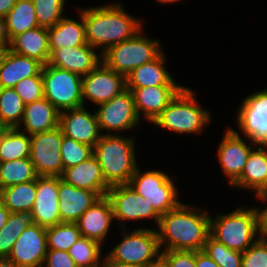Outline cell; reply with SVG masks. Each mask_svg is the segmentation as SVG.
<instances>
[{
  "label": "cell",
  "instance_id": "c3c4849f",
  "mask_svg": "<svg viewBox=\"0 0 267 267\" xmlns=\"http://www.w3.org/2000/svg\"><path fill=\"white\" fill-rule=\"evenodd\" d=\"M100 267H141V266L114 261V260H111L106 255V257L103 258V262Z\"/></svg>",
  "mask_w": 267,
  "mask_h": 267
},
{
  "label": "cell",
  "instance_id": "f35d334b",
  "mask_svg": "<svg viewBox=\"0 0 267 267\" xmlns=\"http://www.w3.org/2000/svg\"><path fill=\"white\" fill-rule=\"evenodd\" d=\"M93 155V147L77 142L63 135L61 144V156L63 170L80 164Z\"/></svg>",
  "mask_w": 267,
  "mask_h": 267
},
{
  "label": "cell",
  "instance_id": "d4e9b609",
  "mask_svg": "<svg viewBox=\"0 0 267 267\" xmlns=\"http://www.w3.org/2000/svg\"><path fill=\"white\" fill-rule=\"evenodd\" d=\"M43 65L35 59L7 50L0 66V88H14L22 79L42 76Z\"/></svg>",
  "mask_w": 267,
  "mask_h": 267
},
{
  "label": "cell",
  "instance_id": "7402d4cb",
  "mask_svg": "<svg viewBox=\"0 0 267 267\" xmlns=\"http://www.w3.org/2000/svg\"><path fill=\"white\" fill-rule=\"evenodd\" d=\"M114 218L113 206L107 196L101 197L76 222L81 236L102 244Z\"/></svg>",
  "mask_w": 267,
  "mask_h": 267
},
{
  "label": "cell",
  "instance_id": "7dc6e473",
  "mask_svg": "<svg viewBox=\"0 0 267 267\" xmlns=\"http://www.w3.org/2000/svg\"><path fill=\"white\" fill-rule=\"evenodd\" d=\"M17 0H0V19L3 20Z\"/></svg>",
  "mask_w": 267,
  "mask_h": 267
},
{
  "label": "cell",
  "instance_id": "d6a6232c",
  "mask_svg": "<svg viewBox=\"0 0 267 267\" xmlns=\"http://www.w3.org/2000/svg\"><path fill=\"white\" fill-rule=\"evenodd\" d=\"M36 174L30 158H21L0 163V188L34 181Z\"/></svg>",
  "mask_w": 267,
  "mask_h": 267
},
{
  "label": "cell",
  "instance_id": "681fc988",
  "mask_svg": "<svg viewBox=\"0 0 267 267\" xmlns=\"http://www.w3.org/2000/svg\"><path fill=\"white\" fill-rule=\"evenodd\" d=\"M10 211L4 206L2 199H0V229L5 225Z\"/></svg>",
  "mask_w": 267,
  "mask_h": 267
},
{
  "label": "cell",
  "instance_id": "11a10c76",
  "mask_svg": "<svg viewBox=\"0 0 267 267\" xmlns=\"http://www.w3.org/2000/svg\"><path fill=\"white\" fill-rule=\"evenodd\" d=\"M149 267H166V266H165L164 263L160 260L158 263L153 264V265H151V266H149Z\"/></svg>",
  "mask_w": 267,
  "mask_h": 267
},
{
  "label": "cell",
  "instance_id": "5bb4252c",
  "mask_svg": "<svg viewBox=\"0 0 267 267\" xmlns=\"http://www.w3.org/2000/svg\"><path fill=\"white\" fill-rule=\"evenodd\" d=\"M113 206L114 218L124 227V221L152 218L159 224L160 215L146 199L138 195L129 184H117L109 188L106 195Z\"/></svg>",
  "mask_w": 267,
  "mask_h": 267
},
{
  "label": "cell",
  "instance_id": "f6af8a7d",
  "mask_svg": "<svg viewBox=\"0 0 267 267\" xmlns=\"http://www.w3.org/2000/svg\"><path fill=\"white\" fill-rule=\"evenodd\" d=\"M264 202L267 201V198L261 199ZM256 207L257 217H258V234L260 238H265L267 236V207L263 210Z\"/></svg>",
  "mask_w": 267,
  "mask_h": 267
},
{
  "label": "cell",
  "instance_id": "f907efd6",
  "mask_svg": "<svg viewBox=\"0 0 267 267\" xmlns=\"http://www.w3.org/2000/svg\"><path fill=\"white\" fill-rule=\"evenodd\" d=\"M256 194L259 199L267 198V177L264 184L256 191Z\"/></svg>",
  "mask_w": 267,
  "mask_h": 267
},
{
  "label": "cell",
  "instance_id": "603a6c76",
  "mask_svg": "<svg viewBox=\"0 0 267 267\" xmlns=\"http://www.w3.org/2000/svg\"><path fill=\"white\" fill-rule=\"evenodd\" d=\"M60 177L68 184L96 192L100 197L106 196L111 187L105 181L100 164L94 155L78 165L64 169Z\"/></svg>",
  "mask_w": 267,
  "mask_h": 267
},
{
  "label": "cell",
  "instance_id": "e575fe53",
  "mask_svg": "<svg viewBox=\"0 0 267 267\" xmlns=\"http://www.w3.org/2000/svg\"><path fill=\"white\" fill-rule=\"evenodd\" d=\"M32 223L28 213H10L5 225L0 229V258L8 257L14 243Z\"/></svg>",
  "mask_w": 267,
  "mask_h": 267
},
{
  "label": "cell",
  "instance_id": "ac0fdd59",
  "mask_svg": "<svg viewBox=\"0 0 267 267\" xmlns=\"http://www.w3.org/2000/svg\"><path fill=\"white\" fill-rule=\"evenodd\" d=\"M225 132L217 154L221 169L232 185L241 176L252 147L257 144L254 142L250 144L251 146L246 144L238 132L231 128Z\"/></svg>",
  "mask_w": 267,
  "mask_h": 267
},
{
  "label": "cell",
  "instance_id": "83f0119b",
  "mask_svg": "<svg viewBox=\"0 0 267 267\" xmlns=\"http://www.w3.org/2000/svg\"><path fill=\"white\" fill-rule=\"evenodd\" d=\"M81 21L63 17L53 27L48 28L50 54L62 47H77L87 44L85 24Z\"/></svg>",
  "mask_w": 267,
  "mask_h": 267
},
{
  "label": "cell",
  "instance_id": "f546056e",
  "mask_svg": "<svg viewBox=\"0 0 267 267\" xmlns=\"http://www.w3.org/2000/svg\"><path fill=\"white\" fill-rule=\"evenodd\" d=\"M265 147L267 148V145L261 144L253 147L241 176L231 185L232 187L251 189L256 192L264 184L267 177V150ZM256 148L257 150H255Z\"/></svg>",
  "mask_w": 267,
  "mask_h": 267
},
{
  "label": "cell",
  "instance_id": "ffe728a7",
  "mask_svg": "<svg viewBox=\"0 0 267 267\" xmlns=\"http://www.w3.org/2000/svg\"><path fill=\"white\" fill-rule=\"evenodd\" d=\"M102 62V55L88 43L77 47H62L55 49L48 61L49 66L87 75Z\"/></svg>",
  "mask_w": 267,
  "mask_h": 267
},
{
  "label": "cell",
  "instance_id": "484cf974",
  "mask_svg": "<svg viewBox=\"0 0 267 267\" xmlns=\"http://www.w3.org/2000/svg\"><path fill=\"white\" fill-rule=\"evenodd\" d=\"M60 111L57 110L45 97L26 104L22 124L27 135L43 133L59 126Z\"/></svg>",
  "mask_w": 267,
  "mask_h": 267
},
{
  "label": "cell",
  "instance_id": "8fae6325",
  "mask_svg": "<svg viewBox=\"0 0 267 267\" xmlns=\"http://www.w3.org/2000/svg\"><path fill=\"white\" fill-rule=\"evenodd\" d=\"M99 106L95 113L101 133L107 130L118 134L120 130L123 132V130L133 129L141 119L135 109L133 93L128 89Z\"/></svg>",
  "mask_w": 267,
  "mask_h": 267
},
{
  "label": "cell",
  "instance_id": "4fadbf2b",
  "mask_svg": "<svg viewBox=\"0 0 267 267\" xmlns=\"http://www.w3.org/2000/svg\"><path fill=\"white\" fill-rule=\"evenodd\" d=\"M238 110V125L243 135L258 145H267V89L245 98Z\"/></svg>",
  "mask_w": 267,
  "mask_h": 267
},
{
  "label": "cell",
  "instance_id": "74e56055",
  "mask_svg": "<svg viewBox=\"0 0 267 267\" xmlns=\"http://www.w3.org/2000/svg\"><path fill=\"white\" fill-rule=\"evenodd\" d=\"M203 251L220 267H241L242 253L231 250L211 236L207 238Z\"/></svg>",
  "mask_w": 267,
  "mask_h": 267
},
{
  "label": "cell",
  "instance_id": "6f0895ef",
  "mask_svg": "<svg viewBox=\"0 0 267 267\" xmlns=\"http://www.w3.org/2000/svg\"><path fill=\"white\" fill-rule=\"evenodd\" d=\"M5 127L0 123V135L4 131Z\"/></svg>",
  "mask_w": 267,
  "mask_h": 267
},
{
  "label": "cell",
  "instance_id": "4dcf8cb0",
  "mask_svg": "<svg viewBox=\"0 0 267 267\" xmlns=\"http://www.w3.org/2000/svg\"><path fill=\"white\" fill-rule=\"evenodd\" d=\"M1 199L10 213H28L36 199V180L1 189Z\"/></svg>",
  "mask_w": 267,
  "mask_h": 267
},
{
  "label": "cell",
  "instance_id": "bcb514c9",
  "mask_svg": "<svg viewBox=\"0 0 267 267\" xmlns=\"http://www.w3.org/2000/svg\"><path fill=\"white\" fill-rule=\"evenodd\" d=\"M196 267H220L203 250L195 251Z\"/></svg>",
  "mask_w": 267,
  "mask_h": 267
},
{
  "label": "cell",
  "instance_id": "2e32d148",
  "mask_svg": "<svg viewBox=\"0 0 267 267\" xmlns=\"http://www.w3.org/2000/svg\"><path fill=\"white\" fill-rule=\"evenodd\" d=\"M59 176H38L36 178V199L31 220L45 228L61 223L59 213Z\"/></svg>",
  "mask_w": 267,
  "mask_h": 267
},
{
  "label": "cell",
  "instance_id": "277c9868",
  "mask_svg": "<svg viewBox=\"0 0 267 267\" xmlns=\"http://www.w3.org/2000/svg\"><path fill=\"white\" fill-rule=\"evenodd\" d=\"M195 93L184 87L153 122L176 133L201 134L211 121L209 111L198 105Z\"/></svg>",
  "mask_w": 267,
  "mask_h": 267
},
{
  "label": "cell",
  "instance_id": "f5cc1de1",
  "mask_svg": "<svg viewBox=\"0 0 267 267\" xmlns=\"http://www.w3.org/2000/svg\"><path fill=\"white\" fill-rule=\"evenodd\" d=\"M0 46H8L3 34V20L0 19Z\"/></svg>",
  "mask_w": 267,
  "mask_h": 267
},
{
  "label": "cell",
  "instance_id": "d590c367",
  "mask_svg": "<svg viewBox=\"0 0 267 267\" xmlns=\"http://www.w3.org/2000/svg\"><path fill=\"white\" fill-rule=\"evenodd\" d=\"M77 267H100L101 244L87 237H80L68 250Z\"/></svg>",
  "mask_w": 267,
  "mask_h": 267
},
{
  "label": "cell",
  "instance_id": "cb8c5ba5",
  "mask_svg": "<svg viewBox=\"0 0 267 267\" xmlns=\"http://www.w3.org/2000/svg\"><path fill=\"white\" fill-rule=\"evenodd\" d=\"M8 49L45 66L50 58L48 28L38 26L14 36L8 42Z\"/></svg>",
  "mask_w": 267,
  "mask_h": 267
},
{
  "label": "cell",
  "instance_id": "8992f818",
  "mask_svg": "<svg viewBox=\"0 0 267 267\" xmlns=\"http://www.w3.org/2000/svg\"><path fill=\"white\" fill-rule=\"evenodd\" d=\"M160 44L139 30L132 38L109 47L101 54L102 62L126 77L133 69L156 59L162 53Z\"/></svg>",
  "mask_w": 267,
  "mask_h": 267
},
{
  "label": "cell",
  "instance_id": "9f6ffc18",
  "mask_svg": "<svg viewBox=\"0 0 267 267\" xmlns=\"http://www.w3.org/2000/svg\"><path fill=\"white\" fill-rule=\"evenodd\" d=\"M159 1L160 3H172V2H176V1H180V0H157Z\"/></svg>",
  "mask_w": 267,
  "mask_h": 267
},
{
  "label": "cell",
  "instance_id": "3957f363",
  "mask_svg": "<svg viewBox=\"0 0 267 267\" xmlns=\"http://www.w3.org/2000/svg\"><path fill=\"white\" fill-rule=\"evenodd\" d=\"M134 140L119 134L102 135L93 147V155L98 160L105 181L110 185L128 184L135 173L136 164Z\"/></svg>",
  "mask_w": 267,
  "mask_h": 267
},
{
  "label": "cell",
  "instance_id": "8d00e7d4",
  "mask_svg": "<svg viewBox=\"0 0 267 267\" xmlns=\"http://www.w3.org/2000/svg\"><path fill=\"white\" fill-rule=\"evenodd\" d=\"M47 249L68 251L81 237L76 223L61 222L46 228Z\"/></svg>",
  "mask_w": 267,
  "mask_h": 267
},
{
  "label": "cell",
  "instance_id": "7a4b0ae2",
  "mask_svg": "<svg viewBox=\"0 0 267 267\" xmlns=\"http://www.w3.org/2000/svg\"><path fill=\"white\" fill-rule=\"evenodd\" d=\"M124 9L122 4L113 3L79 10L85 24L86 41L94 49L101 47V54L142 30V21L130 16Z\"/></svg>",
  "mask_w": 267,
  "mask_h": 267
},
{
  "label": "cell",
  "instance_id": "44dd1931",
  "mask_svg": "<svg viewBox=\"0 0 267 267\" xmlns=\"http://www.w3.org/2000/svg\"><path fill=\"white\" fill-rule=\"evenodd\" d=\"M59 213L61 222L76 223L101 197L93 191L80 189L59 177Z\"/></svg>",
  "mask_w": 267,
  "mask_h": 267
},
{
  "label": "cell",
  "instance_id": "f1b7e54d",
  "mask_svg": "<svg viewBox=\"0 0 267 267\" xmlns=\"http://www.w3.org/2000/svg\"><path fill=\"white\" fill-rule=\"evenodd\" d=\"M38 26L33 1L17 0L3 19V34L8 43L14 36Z\"/></svg>",
  "mask_w": 267,
  "mask_h": 267
},
{
  "label": "cell",
  "instance_id": "d6986e66",
  "mask_svg": "<svg viewBox=\"0 0 267 267\" xmlns=\"http://www.w3.org/2000/svg\"><path fill=\"white\" fill-rule=\"evenodd\" d=\"M183 88L184 86L181 85H160L126 89L133 93L139 118L142 113L144 118L153 123Z\"/></svg>",
  "mask_w": 267,
  "mask_h": 267
},
{
  "label": "cell",
  "instance_id": "816d5d0a",
  "mask_svg": "<svg viewBox=\"0 0 267 267\" xmlns=\"http://www.w3.org/2000/svg\"><path fill=\"white\" fill-rule=\"evenodd\" d=\"M0 267H20L7 257L0 258Z\"/></svg>",
  "mask_w": 267,
  "mask_h": 267
},
{
  "label": "cell",
  "instance_id": "1f68e13d",
  "mask_svg": "<svg viewBox=\"0 0 267 267\" xmlns=\"http://www.w3.org/2000/svg\"><path fill=\"white\" fill-rule=\"evenodd\" d=\"M30 136L21 127L5 128L0 135V163L30 158Z\"/></svg>",
  "mask_w": 267,
  "mask_h": 267
},
{
  "label": "cell",
  "instance_id": "5b68a950",
  "mask_svg": "<svg viewBox=\"0 0 267 267\" xmlns=\"http://www.w3.org/2000/svg\"><path fill=\"white\" fill-rule=\"evenodd\" d=\"M258 217L256 207L238 208L233 212L210 219V236L231 250L243 253L257 239Z\"/></svg>",
  "mask_w": 267,
  "mask_h": 267
},
{
  "label": "cell",
  "instance_id": "7bdbcfd3",
  "mask_svg": "<svg viewBox=\"0 0 267 267\" xmlns=\"http://www.w3.org/2000/svg\"><path fill=\"white\" fill-rule=\"evenodd\" d=\"M160 260L166 267H196L195 251H161Z\"/></svg>",
  "mask_w": 267,
  "mask_h": 267
},
{
  "label": "cell",
  "instance_id": "7c38bea8",
  "mask_svg": "<svg viewBox=\"0 0 267 267\" xmlns=\"http://www.w3.org/2000/svg\"><path fill=\"white\" fill-rule=\"evenodd\" d=\"M125 89L126 77L101 62L87 75L82 76L83 105L86 98L98 105L106 103Z\"/></svg>",
  "mask_w": 267,
  "mask_h": 267
},
{
  "label": "cell",
  "instance_id": "836d02e7",
  "mask_svg": "<svg viewBox=\"0 0 267 267\" xmlns=\"http://www.w3.org/2000/svg\"><path fill=\"white\" fill-rule=\"evenodd\" d=\"M24 109L25 104L14 88H0V123L5 128L18 127Z\"/></svg>",
  "mask_w": 267,
  "mask_h": 267
},
{
  "label": "cell",
  "instance_id": "ee69618b",
  "mask_svg": "<svg viewBox=\"0 0 267 267\" xmlns=\"http://www.w3.org/2000/svg\"><path fill=\"white\" fill-rule=\"evenodd\" d=\"M43 267H77L68 251L47 249Z\"/></svg>",
  "mask_w": 267,
  "mask_h": 267
},
{
  "label": "cell",
  "instance_id": "9a60e30c",
  "mask_svg": "<svg viewBox=\"0 0 267 267\" xmlns=\"http://www.w3.org/2000/svg\"><path fill=\"white\" fill-rule=\"evenodd\" d=\"M46 253V228L32 222L18 237L7 258L20 267H43Z\"/></svg>",
  "mask_w": 267,
  "mask_h": 267
},
{
  "label": "cell",
  "instance_id": "9c48e42d",
  "mask_svg": "<svg viewBox=\"0 0 267 267\" xmlns=\"http://www.w3.org/2000/svg\"><path fill=\"white\" fill-rule=\"evenodd\" d=\"M44 97L60 112L83 106L82 76L46 64L41 70Z\"/></svg>",
  "mask_w": 267,
  "mask_h": 267
},
{
  "label": "cell",
  "instance_id": "6da1fadb",
  "mask_svg": "<svg viewBox=\"0 0 267 267\" xmlns=\"http://www.w3.org/2000/svg\"><path fill=\"white\" fill-rule=\"evenodd\" d=\"M210 219L206 211L183 203L161 215L157 231L160 249L165 247L161 251H202L210 236Z\"/></svg>",
  "mask_w": 267,
  "mask_h": 267
},
{
  "label": "cell",
  "instance_id": "b9f144b4",
  "mask_svg": "<svg viewBox=\"0 0 267 267\" xmlns=\"http://www.w3.org/2000/svg\"><path fill=\"white\" fill-rule=\"evenodd\" d=\"M241 267H267V242L265 239L258 237L242 253Z\"/></svg>",
  "mask_w": 267,
  "mask_h": 267
},
{
  "label": "cell",
  "instance_id": "4316f807",
  "mask_svg": "<svg viewBox=\"0 0 267 267\" xmlns=\"http://www.w3.org/2000/svg\"><path fill=\"white\" fill-rule=\"evenodd\" d=\"M161 53L156 59L133 69L126 76V88H143L160 85H179L166 70Z\"/></svg>",
  "mask_w": 267,
  "mask_h": 267
},
{
  "label": "cell",
  "instance_id": "ba28073f",
  "mask_svg": "<svg viewBox=\"0 0 267 267\" xmlns=\"http://www.w3.org/2000/svg\"><path fill=\"white\" fill-rule=\"evenodd\" d=\"M128 184L146 199L160 216L182 203L177 200L178 192L173 180L164 172L151 170L141 174L137 167Z\"/></svg>",
  "mask_w": 267,
  "mask_h": 267
},
{
  "label": "cell",
  "instance_id": "db71d44e",
  "mask_svg": "<svg viewBox=\"0 0 267 267\" xmlns=\"http://www.w3.org/2000/svg\"><path fill=\"white\" fill-rule=\"evenodd\" d=\"M7 50H8V46H0V66H1L2 60Z\"/></svg>",
  "mask_w": 267,
  "mask_h": 267
},
{
  "label": "cell",
  "instance_id": "ab89813d",
  "mask_svg": "<svg viewBox=\"0 0 267 267\" xmlns=\"http://www.w3.org/2000/svg\"><path fill=\"white\" fill-rule=\"evenodd\" d=\"M40 27H53L64 16L65 0H32Z\"/></svg>",
  "mask_w": 267,
  "mask_h": 267
},
{
  "label": "cell",
  "instance_id": "e0dca14e",
  "mask_svg": "<svg viewBox=\"0 0 267 267\" xmlns=\"http://www.w3.org/2000/svg\"><path fill=\"white\" fill-rule=\"evenodd\" d=\"M59 126L63 135L73 140L94 147L102 133L96 113H89L85 105L60 112Z\"/></svg>",
  "mask_w": 267,
  "mask_h": 267
},
{
  "label": "cell",
  "instance_id": "52a82bcc",
  "mask_svg": "<svg viewBox=\"0 0 267 267\" xmlns=\"http://www.w3.org/2000/svg\"><path fill=\"white\" fill-rule=\"evenodd\" d=\"M122 229L123 240L107 254L111 260L141 267H149L160 261L161 249L156 230L138 228L128 234Z\"/></svg>",
  "mask_w": 267,
  "mask_h": 267
},
{
  "label": "cell",
  "instance_id": "60d3db41",
  "mask_svg": "<svg viewBox=\"0 0 267 267\" xmlns=\"http://www.w3.org/2000/svg\"><path fill=\"white\" fill-rule=\"evenodd\" d=\"M14 89L25 105L44 97L42 76L22 79L14 86Z\"/></svg>",
  "mask_w": 267,
  "mask_h": 267
},
{
  "label": "cell",
  "instance_id": "30bf717a",
  "mask_svg": "<svg viewBox=\"0 0 267 267\" xmlns=\"http://www.w3.org/2000/svg\"><path fill=\"white\" fill-rule=\"evenodd\" d=\"M62 139L63 132L60 126L30 136V160L38 176L62 175Z\"/></svg>",
  "mask_w": 267,
  "mask_h": 267
}]
</instances>
